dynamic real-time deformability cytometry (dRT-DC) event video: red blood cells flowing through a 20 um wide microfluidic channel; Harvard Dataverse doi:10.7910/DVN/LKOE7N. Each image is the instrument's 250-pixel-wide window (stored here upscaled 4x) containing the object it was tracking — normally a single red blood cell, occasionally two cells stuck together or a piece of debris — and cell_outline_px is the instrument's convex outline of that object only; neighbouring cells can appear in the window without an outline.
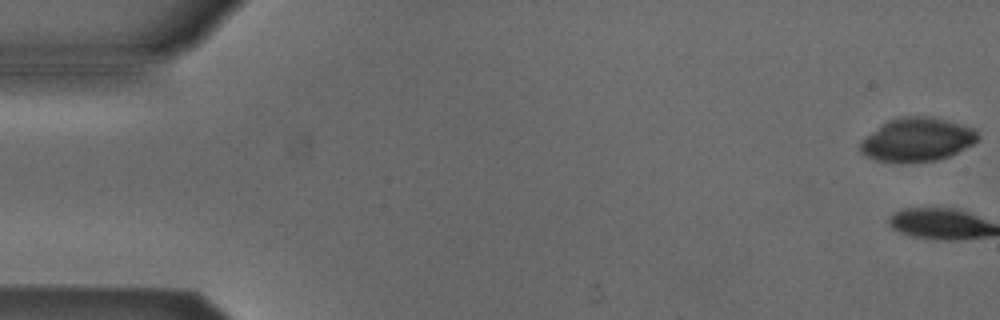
{"species": "Egyptian fruit bat (a non-hibernating species)", "species_latin": "Rousettus aegyptiacus", "temperature_condition": "cold", "stored_images_in_passage": 2, "camera_frame_rate_fps": 3000, "um_per_image_px": 0.085, "animal": {"sex": "male"}, "frame": {"image": 1, "passage_image": 1, "time_ms": 0.0, "image_size_px": [1000, 320], "cell_outline_px": [[980, 136], [972, 144], [948, 156], [936, 160], [876, 160], [864, 156], [860, 152], [860, 140], [888, 120], [900, 116], [932, 116], [948, 120], [976, 128]], "centroid_in_image_um": [77.96, 11.82], "position_along_channel_um": 7.0, "area_um2": 29.42}}